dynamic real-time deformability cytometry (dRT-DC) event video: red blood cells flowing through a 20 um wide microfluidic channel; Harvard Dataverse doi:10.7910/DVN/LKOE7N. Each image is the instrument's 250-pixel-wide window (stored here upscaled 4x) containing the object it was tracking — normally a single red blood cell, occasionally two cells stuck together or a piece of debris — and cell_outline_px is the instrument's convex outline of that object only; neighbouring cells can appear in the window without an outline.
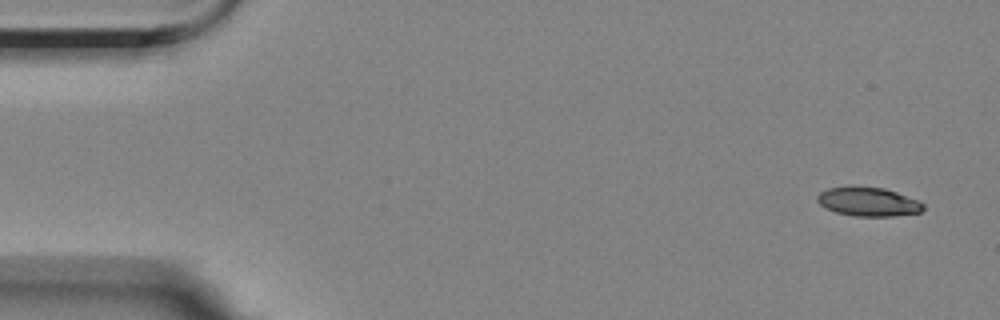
{"species": "Egyptian fruit bat (a non-hibernating species)", "species_latin": "Rousettus aegyptiacus", "temperature_condition": "room temperature", "stored_images_in_passage": 5, "camera_frame_rate_fps": 3000, "um_per_image_px": 0.085, "animal": {"sex": "female"}, "frame": {"image": 1, "passage_image": 1, "time_ms": 0.0, "image_size_px": [1000, 320], "cell_outline_px": [[924, 208], [920, 212], [892, 216], [852, 216], [836, 212], [824, 208], [816, 200], [816, 196], [820, 192], [828, 188], [852, 184], [884, 188], [920, 200], [924, 204]], "centroid_in_image_um": [73.76, 17.12], "position_along_channel_um": 11.2, "area_um2": 18.38}}
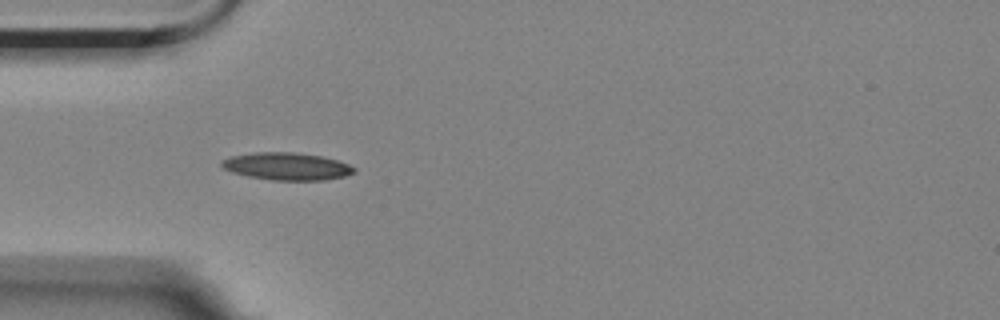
{"frame": {"image": 2, "passage_image": 4, "time_ms": 4.667, "image_size_px": [1000, 320], "cell_outline_px": [[356, 172], [344, 176], [324, 180], [272, 180], [248, 176], [232, 172], [224, 168], [220, 164], [220, 160], [232, 156], [256, 152], [292, 152], [320, 156], [336, 160], [348, 164], [356, 168]], "centroid_in_image_um": [24.37, 14.14], "position_along_channel_um": 60.6, "area_um2": 21.04}}
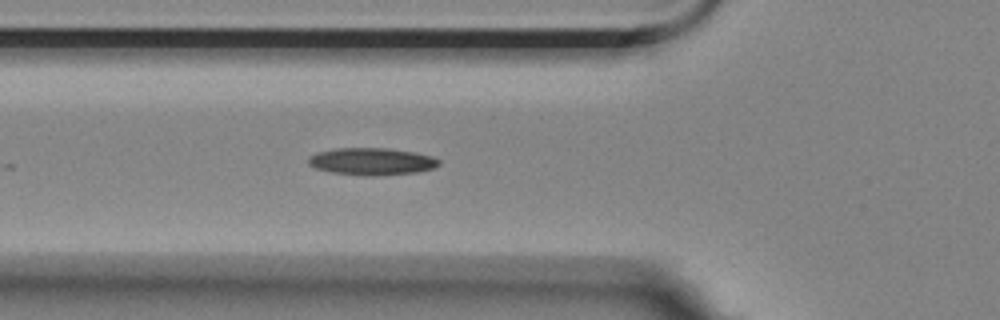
{"frame": {"image": 3, "passage_image": 5, "time_ms": 5.667, "image_size_px": [1000, 320], "cell_outline_px": [[440, 164], [436, 168], [416, 172], [376, 176], [364, 176], [328, 172], [316, 168], [308, 164], [308, 156], [316, 152], [336, 148], [388, 148], [412, 152], [432, 156], [440, 160]], "centroid_in_image_um": [31.58, 13.73], "position_along_channel_um": 94.2, "area_um2": 20.92}}